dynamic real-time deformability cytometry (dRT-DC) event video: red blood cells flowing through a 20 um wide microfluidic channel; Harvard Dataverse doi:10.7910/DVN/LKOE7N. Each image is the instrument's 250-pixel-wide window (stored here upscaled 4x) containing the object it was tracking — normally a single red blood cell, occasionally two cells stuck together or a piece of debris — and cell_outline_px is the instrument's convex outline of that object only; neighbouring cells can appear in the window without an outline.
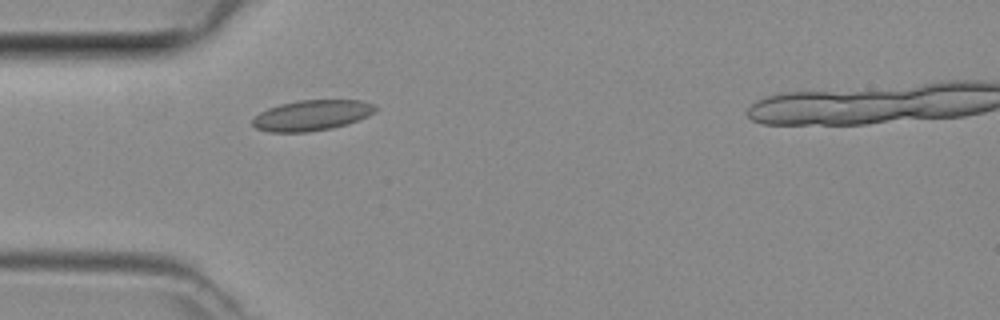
{"species": "common noctule bat (a hibernating species)", "species_latin": "Nyctalus noctula", "temperature_condition": "room temperature", "stored_images_in_passage": 2, "camera_frame_rate_fps": 3000, "um_per_image_px": 0.085, "animal": {"sex": "female", "body_mass_g": 29.2, "forearm_length_mm": 56.3}, "frame": {"image": 1, "passage_image": 2, "time_ms": 0.333, "image_size_px": [1000, 320], "cell_outline_px": [[376, 112], [360, 120], [348, 124], [332, 128], [308, 132], [268, 132], [256, 128], [252, 124], [252, 120], [260, 112], [268, 108], [280, 104], [300, 100], [360, 100], [376, 104]], "centroid_in_image_um": [26.54, 9.8], "position_along_channel_um": 58.5, "area_um2": 22.02}}